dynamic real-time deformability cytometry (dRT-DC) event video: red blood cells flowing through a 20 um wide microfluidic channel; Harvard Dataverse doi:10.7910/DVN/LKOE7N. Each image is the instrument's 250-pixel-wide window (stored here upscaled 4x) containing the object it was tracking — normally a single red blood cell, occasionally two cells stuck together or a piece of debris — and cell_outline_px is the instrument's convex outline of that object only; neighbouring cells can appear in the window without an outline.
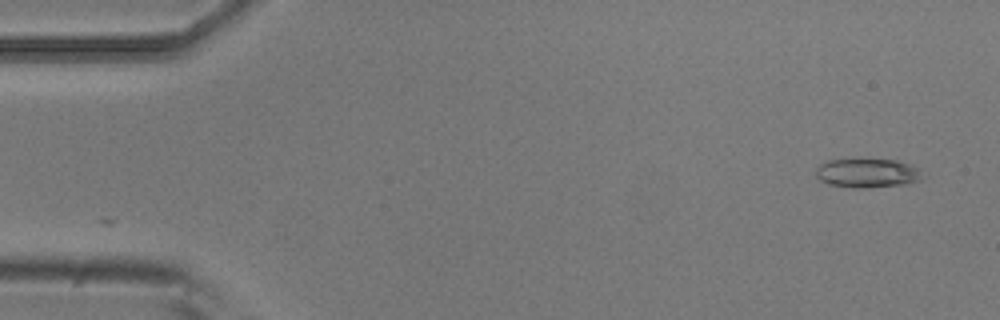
{"species": "common noctule bat (a hibernating species)", "species_latin": "Nyctalus noctula", "temperature_condition": "room temperature", "stored_images_in_passage": 5, "camera_frame_rate_fps": 3000, "um_per_image_px": 0.085, "animal": {"sex": "male", "body_mass_g": 20.5, "forearm_length_mm": 52.5}, "frame": {"image": 1, "passage_image": 1, "time_ms": 0.0, "image_size_px": [1000, 320], "cell_outline_px": [[924, 176], [920, 180], [908, 184], [860, 188], [852, 188], [828, 184], [820, 180], [816, 176], [816, 168], [820, 164], [828, 160], [896, 160], [908, 164], [916, 168]], "centroid_in_image_um": [73.7, 14.73], "position_along_channel_um": 11.3, "area_um2": 17.86}}
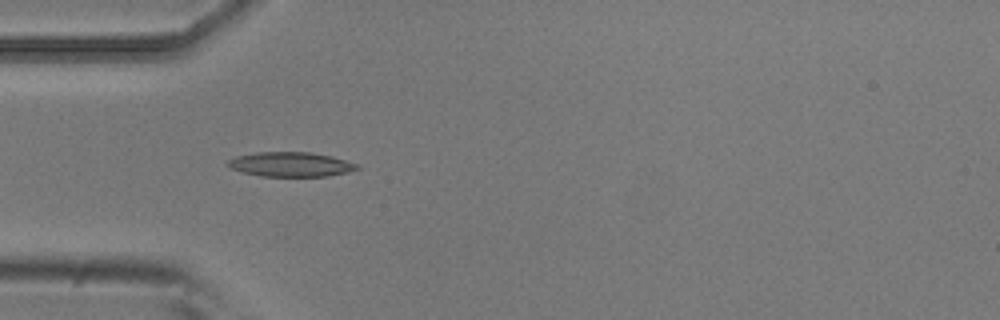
{"frame": {"image": 2, "passage_image": 4, "time_ms": 1.0, "image_size_px": [1000, 320], "cell_outline_px": [[360, 168], [348, 172], [328, 176], [260, 176], [244, 172], [232, 168], [224, 164], [228, 160], [236, 156], [256, 152], [312, 152], [332, 156], [360, 164]], "centroid_in_image_um": [24.74, 13.96], "position_along_channel_um": 60.3, "area_um2": 18.61}}
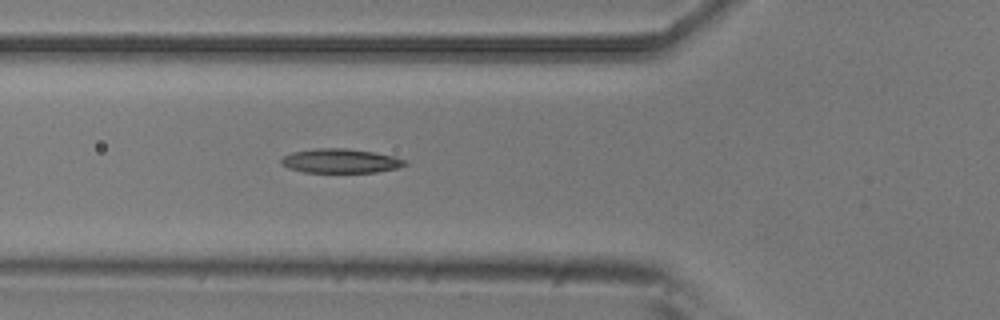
{"frame": {"image": 3, "passage_image": 5, "time_ms": 1.333, "image_size_px": [1000, 320], "cell_outline_px": [[408, 164], [396, 168], [376, 172], [304, 172], [288, 168], [280, 164], [280, 160], [284, 156], [292, 152], [316, 148], [344, 148], [372, 152], [396, 156], [408, 160]], "centroid_in_image_um": [28.95, 13.67], "position_along_channel_um": 96.8, "area_um2": 17.51}}